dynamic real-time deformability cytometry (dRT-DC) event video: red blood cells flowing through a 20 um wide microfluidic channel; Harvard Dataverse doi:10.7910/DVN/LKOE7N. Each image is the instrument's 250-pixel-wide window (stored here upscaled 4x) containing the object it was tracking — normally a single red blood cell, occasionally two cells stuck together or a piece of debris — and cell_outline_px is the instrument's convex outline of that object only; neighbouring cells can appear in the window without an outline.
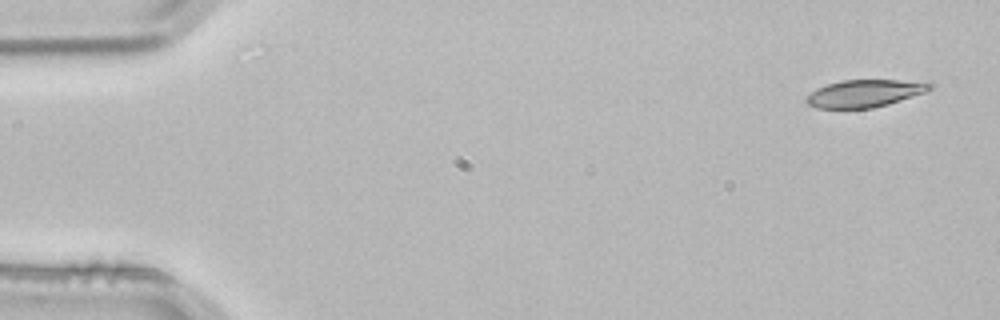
{"species": "common noctule bat (a hibernating species)", "species_latin": "Nyctalus noctula", "temperature_condition": "room temperature", "stored_images_in_passage": 5, "camera_frame_rate_fps": 3000, "um_per_image_px": 0.085, "animal": {"sex": "male", "body_mass_g": 21.5, "forearm_length_mm": 52.0}, "frame": {"image": 1, "passage_image": 1, "time_ms": 0.0, "image_size_px": [1000, 320], "cell_outline_px": [[932, 88], [924, 92], [888, 104], [872, 108], [816, 108], [808, 104], [804, 100], [804, 96], [816, 88], [840, 80], [896, 80], [932, 84]], "centroid_in_image_um": [73.38, 7.94], "position_along_channel_um": 11.6, "area_um2": 19.48}}
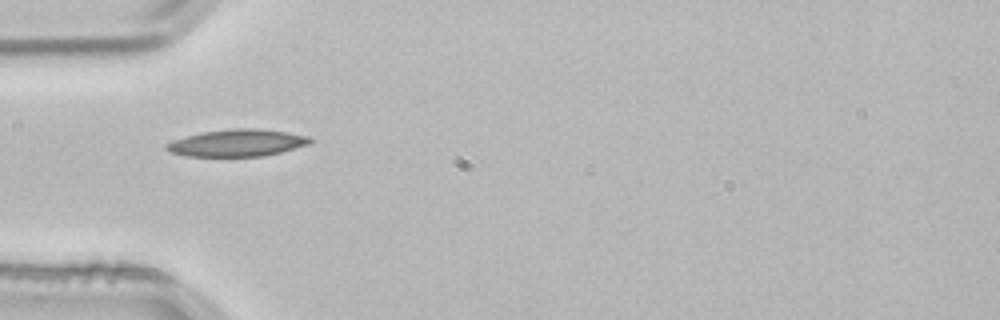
{"frame": {"image": 2, "passage_image": 4, "time_ms": 1.0, "image_size_px": [1000, 320], "cell_outline_px": [[312, 140], [308, 144], [280, 152], [264, 156], [188, 156], [168, 152], [164, 148], [164, 144], [172, 140], [184, 136], [204, 132], [236, 128], [256, 128], [288, 132], [312, 136]], "centroid_in_image_um": [20.13, 12.14], "position_along_channel_um": 64.9, "area_um2": 22.72}}